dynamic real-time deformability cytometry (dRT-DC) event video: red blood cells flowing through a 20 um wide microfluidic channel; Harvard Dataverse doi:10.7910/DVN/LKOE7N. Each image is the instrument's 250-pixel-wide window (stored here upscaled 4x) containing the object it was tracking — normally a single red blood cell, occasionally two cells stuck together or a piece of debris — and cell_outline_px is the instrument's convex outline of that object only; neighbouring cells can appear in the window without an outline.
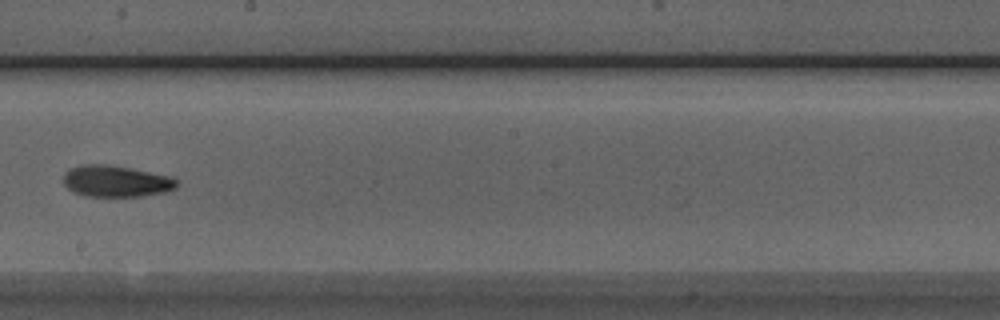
{"species": "Egyptian fruit bat (a non-hibernating species)", "species_latin": "Rousettus aegyptiacus", "temperature_condition": "room temperature", "stored_images_in_passage": 9, "camera_frame_rate_fps": 3000, "um_per_image_px": 0.085, "animal": {"sex": "male"}, "frame": {"image": 1, "passage_image": 9, "time_ms": 9.0, "image_size_px": [1000, 320], "cell_outline_px": [[180, 184], [176, 188], [168, 192], [140, 196], [84, 196], [68, 188], [64, 184], [64, 172], [72, 168], [84, 164], [108, 164], [172, 176]], "centroid_in_image_um": [9.91, 15.4], "position_along_channel_um": 238.3, "area_um2": 20.81}}